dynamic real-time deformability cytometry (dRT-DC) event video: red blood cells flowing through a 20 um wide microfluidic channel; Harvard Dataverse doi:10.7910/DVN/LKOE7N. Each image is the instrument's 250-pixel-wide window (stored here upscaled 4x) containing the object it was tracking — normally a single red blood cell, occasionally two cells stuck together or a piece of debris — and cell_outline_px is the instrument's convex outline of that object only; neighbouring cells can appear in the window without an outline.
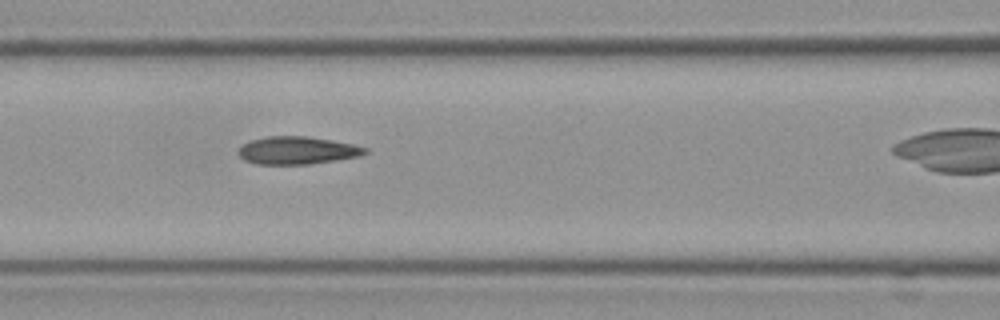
{"species": "Egyptian fruit bat (a non-hibernating species)", "species_latin": "Rousettus aegyptiacus", "temperature_condition": "cold", "stored_images_in_passage": 11, "camera_frame_rate_fps": 3000, "um_per_image_px": 0.085, "frame": {"image": 1, "passage_image": 5, "time_ms": 1.333, "image_size_px": [1000, 320], "cell_outline_px": [[368, 152], [360, 156], [336, 160], [308, 164], [256, 164], [244, 160], [236, 152], [240, 144], [248, 140], [268, 136], [308, 136], [332, 140], [352, 144], [368, 148]], "centroid_in_image_um": [25.21, 12.77], "position_along_channel_um": 141.4, "area_um2": 20.69}}
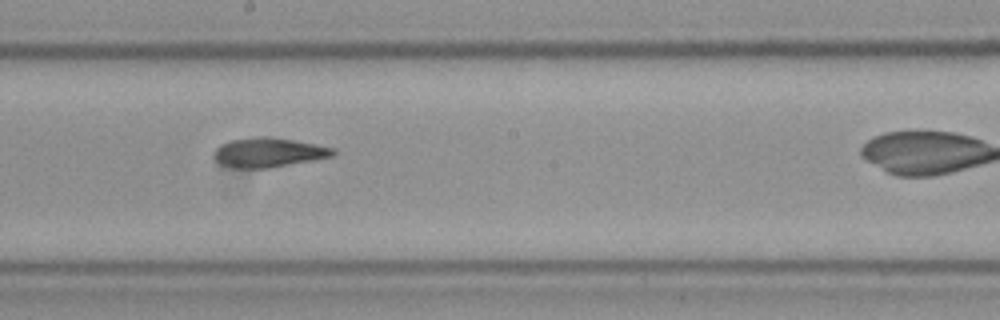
{"frame": {"image": 2, "passage_image": 7, "time_ms": 2.0, "image_size_px": [1000, 320], "cell_outline_px": [[336, 152], [332, 156], [312, 160], [268, 168], [236, 168], [220, 164], [212, 156], [216, 148], [220, 144], [232, 140], [252, 136], [268, 136], [316, 144], [336, 148]], "centroid_in_image_um": [22.8, 12.95], "position_along_channel_um": 225.4, "area_um2": 20.46}}